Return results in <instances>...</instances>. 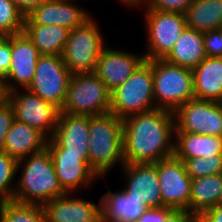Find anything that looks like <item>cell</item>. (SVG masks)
<instances>
[{
  "label": "cell",
  "instance_id": "obj_16",
  "mask_svg": "<svg viewBox=\"0 0 222 222\" xmlns=\"http://www.w3.org/2000/svg\"><path fill=\"white\" fill-rule=\"evenodd\" d=\"M75 3V0H48L28 14L24 24L58 25L71 31L92 17L87 9Z\"/></svg>",
  "mask_w": 222,
  "mask_h": 222
},
{
  "label": "cell",
  "instance_id": "obj_5",
  "mask_svg": "<svg viewBox=\"0 0 222 222\" xmlns=\"http://www.w3.org/2000/svg\"><path fill=\"white\" fill-rule=\"evenodd\" d=\"M152 73L156 108L174 112L195 98L192 69L155 59L152 60Z\"/></svg>",
  "mask_w": 222,
  "mask_h": 222
},
{
  "label": "cell",
  "instance_id": "obj_17",
  "mask_svg": "<svg viewBox=\"0 0 222 222\" xmlns=\"http://www.w3.org/2000/svg\"><path fill=\"white\" fill-rule=\"evenodd\" d=\"M144 60V54H132L128 50L106 46L98 58L94 73L112 92L122 85Z\"/></svg>",
  "mask_w": 222,
  "mask_h": 222
},
{
  "label": "cell",
  "instance_id": "obj_8",
  "mask_svg": "<svg viewBox=\"0 0 222 222\" xmlns=\"http://www.w3.org/2000/svg\"><path fill=\"white\" fill-rule=\"evenodd\" d=\"M146 26V60L164 59L187 27L185 15L179 12L144 7Z\"/></svg>",
  "mask_w": 222,
  "mask_h": 222
},
{
  "label": "cell",
  "instance_id": "obj_6",
  "mask_svg": "<svg viewBox=\"0 0 222 222\" xmlns=\"http://www.w3.org/2000/svg\"><path fill=\"white\" fill-rule=\"evenodd\" d=\"M111 91L93 73L73 74L60 112L97 116L110 112Z\"/></svg>",
  "mask_w": 222,
  "mask_h": 222
},
{
  "label": "cell",
  "instance_id": "obj_25",
  "mask_svg": "<svg viewBox=\"0 0 222 222\" xmlns=\"http://www.w3.org/2000/svg\"><path fill=\"white\" fill-rule=\"evenodd\" d=\"M222 174L192 179L188 212L196 218L205 210L220 203Z\"/></svg>",
  "mask_w": 222,
  "mask_h": 222
},
{
  "label": "cell",
  "instance_id": "obj_1",
  "mask_svg": "<svg viewBox=\"0 0 222 222\" xmlns=\"http://www.w3.org/2000/svg\"><path fill=\"white\" fill-rule=\"evenodd\" d=\"M174 112L154 109L123 119L124 163H156L174 155Z\"/></svg>",
  "mask_w": 222,
  "mask_h": 222
},
{
  "label": "cell",
  "instance_id": "obj_2",
  "mask_svg": "<svg viewBox=\"0 0 222 222\" xmlns=\"http://www.w3.org/2000/svg\"><path fill=\"white\" fill-rule=\"evenodd\" d=\"M12 200L22 204L44 205L53 198L66 194L57 178L51 155L47 148L18 161Z\"/></svg>",
  "mask_w": 222,
  "mask_h": 222
},
{
  "label": "cell",
  "instance_id": "obj_23",
  "mask_svg": "<svg viewBox=\"0 0 222 222\" xmlns=\"http://www.w3.org/2000/svg\"><path fill=\"white\" fill-rule=\"evenodd\" d=\"M206 57L204 33L186 27L164 60L173 65L193 69Z\"/></svg>",
  "mask_w": 222,
  "mask_h": 222
},
{
  "label": "cell",
  "instance_id": "obj_30",
  "mask_svg": "<svg viewBox=\"0 0 222 222\" xmlns=\"http://www.w3.org/2000/svg\"><path fill=\"white\" fill-rule=\"evenodd\" d=\"M18 161L0 151V202L12 200L16 184Z\"/></svg>",
  "mask_w": 222,
  "mask_h": 222
},
{
  "label": "cell",
  "instance_id": "obj_12",
  "mask_svg": "<svg viewBox=\"0 0 222 222\" xmlns=\"http://www.w3.org/2000/svg\"><path fill=\"white\" fill-rule=\"evenodd\" d=\"M162 207L189 208L191 182L185 164L175 155L157 162Z\"/></svg>",
  "mask_w": 222,
  "mask_h": 222
},
{
  "label": "cell",
  "instance_id": "obj_9",
  "mask_svg": "<svg viewBox=\"0 0 222 222\" xmlns=\"http://www.w3.org/2000/svg\"><path fill=\"white\" fill-rule=\"evenodd\" d=\"M22 90L17 89L5 94L13 106L15 119L27 123L50 139L58 123L60 108L28 89Z\"/></svg>",
  "mask_w": 222,
  "mask_h": 222
},
{
  "label": "cell",
  "instance_id": "obj_39",
  "mask_svg": "<svg viewBox=\"0 0 222 222\" xmlns=\"http://www.w3.org/2000/svg\"><path fill=\"white\" fill-rule=\"evenodd\" d=\"M25 17L48 0H12Z\"/></svg>",
  "mask_w": 222,
  "mask_h": 222
},
{
  "label": "cell",
  "instance_id": "obj_36",
  "mask_svg": "<svg viewBox=\"0 0 222 222\" xmlns=\"http://www.w3.org/2000/svg\"><path fill=\"white\" fill-rule=\"evenodd\" d=\"M173 210L171 207L148 208L137 222H163Z\"/></svg>",
  "mask_w": 222,
  "mask_h": 222
},
{
  "label": "cell",
  "instance_id": "obj_10",
  "mask_svg": "<svg viewBox=\"0 0 222 222\" xmlns=\"http://www.w3.org/2000/svg\"><path fill=\"white\" fill-rule=\"evenodd\" d=\"M71 75L62 56L41 55L34 79L27 89L61 109L66 99Z\"/></svg>",
  "mask_w": 222,
  "mask_h": 222
},
{
  "label": "cell",
  "instance_id": "obj_13",
  "mask_svg": "<svg viewBox=\"0 0 222 222\" xmlns=\"http://www.w3.org/2000/svg\"><path fill=\"white\" fill-rule=\"evenodd\" d=\"M40 56L39 50L24 31L11 35V64L2 81L4 94L28 88L34 79Z\"/></svg>",
  "mask_w": 222,
  "mask_h": 222
},
{
  "label": "cell",
  "instance_id": "obj_40",
  "mask_svg": "<svg viewBox=\"0 0 222 222\" xmlns=\"http://www.w3.org/2000/svg\"><path fill=\"white\" fill-rule=\"evenodd\" d=\"M118 2L122 3L127 6L128 8H139V7H146L149 0H117ZM141 5V6H140Z\"/></svg>",
  "mask_w": 222,
  "mask_h": 222
},
{
  "label": "cell",
  "instance_id": "obj_4",
  "mask_svg": "<svg viewBox=\"0 0 222 222\" xmlns=\"http://www.w3.org/2000/svg\"><path fill=\"white\" fill-rule=\"evenodd\" d=\"M157 109L154 100L152 60H144L134 73L111 92L110 112L124 119Z\"/></svg>",
  "mask_w": 222,
  "mask_h": 222
},
{
  "label": "cell",
  "instance_id": "obj_42",
  "mask_svg": "<svg viewBox=\"0 0 222 222\" xmlns=\"http://www.w3.org/2000/svg\"><path fill=\"white\" fill-rule=\"evenodd\" d=\"M220 203H222V191H221V196H220Z\"/></svg>",
  "mask_w": 222,
  "mask_h": 222
},
{
  "label": "cell",
  "instance_id": "obj_19",
  "mask_svg": "<svg viewBox=\"0 0 222 222\" xmlns=\"http://www.w3.org/2000/svg\"><path fill=\"white\" fill-rule=\"evenodd\" d=\"M43 209L46 222H101L100 205L72 193L51 199Z\"/></svg>",
  "mask_w": 222,
  "mask_h": 222
},
{
  "label": "cell",
  "instance_id": "obj_11",
  "mask_svg": "<svg viewBox=\"0 0 222 222\" xmlns=\"http://www.w3.org/2000/svg\"><path fill=\"white\" fill-rule=\"evenodd\" d=\"M175 132L222 137V103L191 99L174 111Z\"/></svg>",
  "mask_w": 222,
  "mask_h": 222
},
{
  "label": "cell",
  "instance_id": "obj_21",
  "mask_svg": "<svg viewBox=\"0 0 222 222\" xmlns=\"http://www.w3.org/2000/svg\"><path fill=\"white\" fill-rule=\"evenodd\" d=\"M47 140L37 129L15 119L6 135L2 151L19 161L44 150Z\"/></svg>",
  "mask_w": 222,
  "mask_h": 222
},
{
  "label": "cell",
  "instance_id": "obj_3",
  "mask_svg": "<svg viewBox=\"0 0 222 222\" xmlns=\"http://www.w3.org/2000/svg\"><path fill=\"white\" fill-rule=\"evenodd\" d=\"M89 166L99 178L113 167L125 164L123 156V119L111 112L89 116Z\"/></svg>",
  "mask_w": 222,
  "mask_h": 222
},
{
  "label": "cell",
  "instance_id": "obj_18",
  "mask_svg": "<svg viewBox=\"0 0 222 222\" xmlns=\"http://www.w3.org/2000/svg\"><path fill=\"white\" fill-rule=\"evenodd\" d=\"M89 116L60 112L53 136L46 147H64L65 153L89 158Z\"/></svg>",
  "mask_w": 222,
  "mask_h": 222
},
{
  "label": "cell",
  "instance_id": "obj_22",
  "mask_svg": "<svg viewBox=\"0 0 222 222\" xmlns=\"http://www.w3.org/2000/svg\"><path fill=\"white\" fill-rule=\"evenodd\" d=\"M192 71L195 98L222 103V57H206Z\"/></svg>",
  "mask_w": 222,
  "mask_h": 222
},
{
  "label": "cell",
  "instance_id": "obj_32",
  "mask_svg": "<svg viewBox=\"0 0 222 222\" xmlns=\"http://www.w3.org/2000/svg\"><path fill=\"white\" fill-rule=\"evenodd\" d=\"M15 120L14 109L5 97L0 101V151L3 150L5 138Z\"/></svg>",
  "mask_w": 222,
  "mask_h": 222
},
{
  "label": "cell",
  "instance_id": "obj_34",
  "mask_svg": "<svg viewBox=\"0 0 222 222\" xmlns=\"http://www.w3.org/2000/svg\"><path fill=\"white\" fill-rule=\"evenodd\" d=\"M192 2L193 0H149L145 8L184 14Z\"/></svg>",
  "mask_w": 222,
  "mask_h": 222
},
{
  "label": "cell",
  "instance_id": "obj_7",
  "mask_svg": "<svg viewBox=\"0 0 222 222\" xmlns=\"http://www.w3.org/2000/svg\"><path fill=\"white\" fill-rule=\"evenodd\" d=\"M96 21L91 17L69 33L61 56L72 75L93 73L102 50L107 46Z\"/></svg>",
  "mask_w": 222,
  "mask_h": 222
},
{
  "label": "cell",
  "instance_id": "obj_28",
  "mask_svg": "<svg viewBox=\"0 0 222 222\" xmlns=\"http://www.w3.org/2000/svg\"><path fill=\"white\" fill-rule=\"evenodd\" d=\"M0 222H46L42 205L0 202Z\"/></svg>",
  "mask_w": 222,
  "mask_h": 222
},
{
  "label": "cell",
  "instance_id": "obj_27",
  "mask_svg": "<svg viewBox=\"0 0 222 222\" xmlns=\"http://www.w3.org/2000/svg\"><path fill=\"white\" fill-rule=\"evenodd\" d=\"M184 15L187 27L198 32L222 28V0H193Z\"/></svg>",
  "mask_w": 222,
  "mask_h": 222
},
{
  "label": "cell",
  "instance_id": "obj_41",
  "mask_svg": "<svg viewBox=\"0 0 222 222\" xmlns=\"http://www.w3.org/2000/svg\"><path fill=\"white\" fill-rule=\"evenodd\" d=\"M5 98V94L3 91L2 81H0V101Z\"/></svg>",
  "mask_w": 222,
  "mask_h": 222
},
{
  "label": "cell",
  "instance_id": "obj_14",
  "mask_svg": "<svg viewBox=\"0 0 222 222\" xmlns=\"http://www.w3.org/2000/svg\"><path fill=\"white\" fill-rule=\"evenodd\" d=\"M51 155L54 169L62 189L66 193H76L100 179L89 166L85 154L65 153L64 147H46Z\"/></svg>",
  "mask_w": 222,
  "mask_h": 222
},
{
  "label": "cell",
  "instance_id": "obj_20",
  "mask_svg": "<svg viewBox=\"0 0 222 222\" xmlns=\"http://www.w3.org/2000/svg\"><path fill=\"white\" fill-rule=\"evenodd\" d=\"M101 222H137L148 207L123 189L104 193L99 200Z\"/></svg>",
  "mask_w": 222,
  "mask_h": 222
},
{
  "label": "cell",
  "instance_id": "obj_15",
  "mask_svg": "<svg viewBox=\"0 0 222 222\" xmlns=\"http://www.w3.org/2000/svg\"><path fill=\"white\" fill-rule=\"evenodd\" d=\"M125 175L122 188L129 196L148 208L162 207L156 163H131L120 168Z\"/></svg>",
  "mask_w": 222,
  "mask_h": 222
},
{
  "label": "cell",
  "instance_id": "obj_33",
  "mask_svg": "<svg viewBox=\"0 0 222 222\" xmlns=\"http://www.w3.org/2000/svg\"><path fill=\"white\" fill-rule=\"evenodd\" d=\"M204 49L207 57H222V28L204 33Z\"/></svg>",
  "mask_w": 222,
  "mask_h": 222
},
{
  "label": "cell",
  "instance_id": "obj_31",
  "mask_svg": "<svg viewBox=\"0 0 222 222\" xmlns=\"http://www.w3.org/2000/svg\"><path fill=\"white\" fill-rule=\"evenodd\" d=\"M184 164L191 179L222 174V155L186 159Z\"/></svg>",
  "mask_w": 222,
  "mask_h": 222
},
{
  "label": "cell",
  "instance_id": "obj_38",
  "mask_svg": "<svg viewBox=\"0 0 222 222\" xmlns=\"http://www.w3.org/2000/svg\"><path fill=\"white\" fill-rule=\"evenodd\" d=\"M163 222H196V217L185 209H174Z\"/></svg>",
  "mask_w": 222,
  "mask_h": 222
},
{
  "label": "cell",
  "instance_id": "obj_35",
  "mask_svg": "<svg viewBox=\"0 0 222 222\" xmlns=\"http://www.w3.org/2000/svg\"><path fill=\"white\" fill-rule=\"evenodd\" d=\"M11 64V35L0 34V81L6 78Z\"/></svg>",
  "mask_w": 222,
  "mask_h": 222
},
{
  "label": "cell",
  "instance_id": "obj_37",
  "mask_svg": "<svg viewBox=\"0 0 222 222\" xmlns=\"http://www.w3.org/2000/svg\"><path fill=\"white\" fill-rule=\"evenodd\" d=\"M196 222H222V203L203 211Z\"/></svg>",
  "mask_w": 222,
  "mask_h": 222
},
{
  "label": "cell",
  "instance_id": "obj_24",
  "mask_svg": "<svg viewBox=\"0 0 222 222\" xmlns=\"http://www.w3.org/2000/svg\"><path fill=\"white\" fill-rule=\"evenodd\" d=\"M174 155L186 159L222 155V137L190 132H175Z\"/></svg>",
  "mask_w": 222,
  "mask_h": 222
},
{
  "label": "cell",
  "instance_id": "obj_26",
  "mask_svg": "<svg viewBox=\"0 0 222 222\" xmlns=\"http://www.w3.org/2000/svg\"><path fill=\"white\" fill-rule=\"evenodd\" d=\"M25 34L41 55L61 56L70 30L58 25L24 24Z\"/></svg>",
  "mask_w": 222,
  "mask_h": 222
},
{
  "label": "cell",
  "instance_id": "obj_29",
  "mask_svg": "<svg viewBox=\"0 0 222 222\" xmlns=\"http://www.w3.org/2000/svg\"><path fill=\"white\" fill-rule=\"evenodd\" d=\"M25 15L12 0H0V34L13 35L24 30Z\"/></svg>",
  "mask_w": 222,
  "mask_h": 222
}]
</instances>
